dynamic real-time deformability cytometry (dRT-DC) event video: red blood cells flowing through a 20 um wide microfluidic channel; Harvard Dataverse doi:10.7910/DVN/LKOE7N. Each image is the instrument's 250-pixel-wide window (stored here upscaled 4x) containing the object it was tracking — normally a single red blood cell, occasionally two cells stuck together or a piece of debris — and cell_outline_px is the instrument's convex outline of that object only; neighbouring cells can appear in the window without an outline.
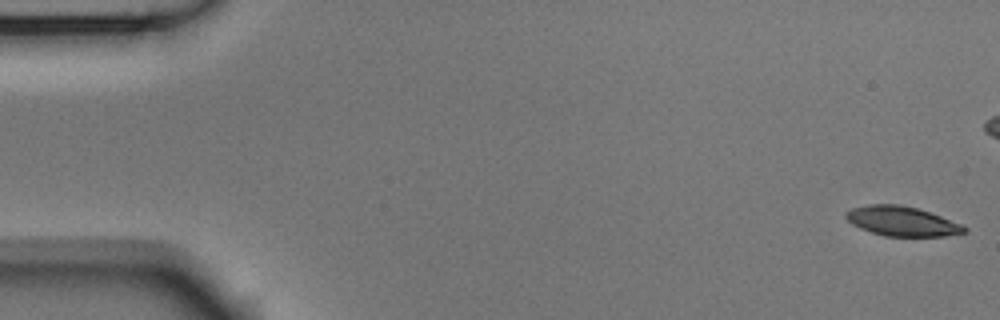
{"species": "Egyptian fruit bat (a non-hibernating species)", "species_latin": "Rousettus aegyptiacus", "temperature_condition": "room temperature", "stored_images_in_passage": 55, "camera_frame_rate_fps": 3000, "um_per_image_px": 0.085, "animal": {"sex": "male"}, "frame": {"image": 1, "passage_image": 1, "time_ms": 0.0, "image_size_px": [1000, 320], "cell_outline_px": [[968, 232], [944, 236], [884, 236], [860, 228], [852, 224], [844, 216], [844, 212], [852, 208], [868, 204], [896, 204], [916, 208], [940, 216], [960, 224], [968, 228]], "centroid_in_image_um": [76.63, 18.8], "position_along_channel_um": 8.4, "area_um2": 20.29}}
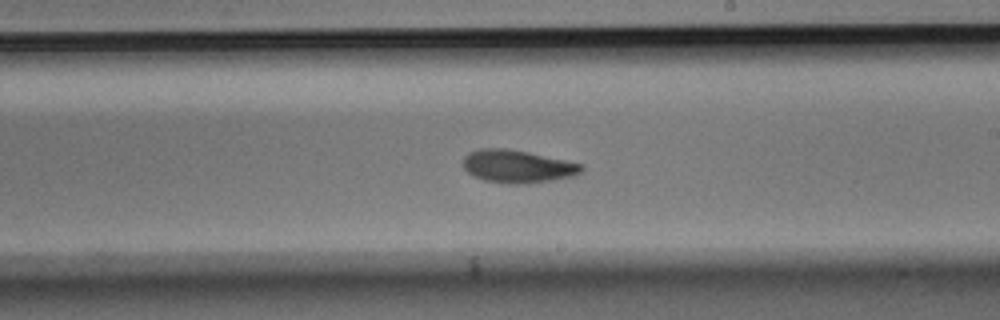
{"frame": {"image": 2, "passage_image": 31, "time_ms": 10.0, "image_size_px": [1000, 320], "cell_outline_px": [[584, 168], [580, 172], [572, 176], [556, 180], [528, 184], [508, 184], [484, 180], [472, 176], [464, 168], [464, 156], [468, 152], [480, 148], [508, 148], [528, 152], [584, 164]], "centroid_in_image_um": [43.99, 14.15], "position_along_channel_um": 245.0, "area_um2": 22.89}}
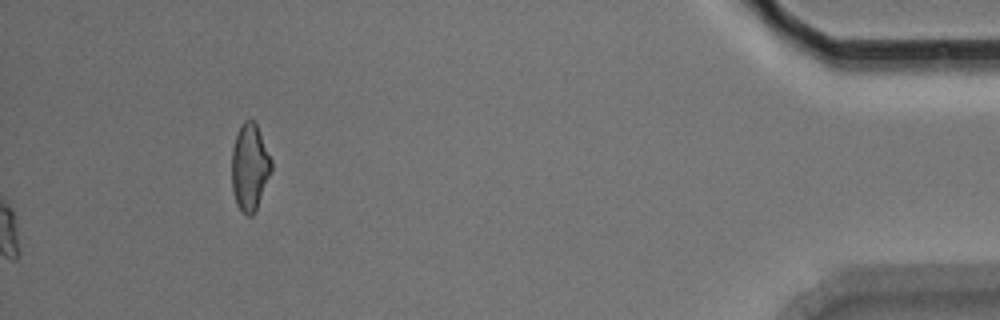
{"frame": {"image": 3, "passage_image": 55, "time_ms": 18.0, "image_size_px": [1000, 320], "cell_outline_px": [[272, 168], [256, 208], [252, 216], [248, 216], [236, 204], [232, 188], [232, 148], [240, 124], [244, 120], [252, 120], [256, 124], [272, 160]], "centroid_in_image_um": [21.21, 14.18], "position_along_channel_um": 414.0, "area_um2": 19.71}, "authors_computed_cell_mechanics": {"area_um2": 21.675, "velocity_mm_per_s": 3.7284, "shape_relaxation_time_tau1_ms": 3.6227, "shape_relaxation_time_tau2_ms": 4.2317, "deformation_change_tau1": 0.1334, "deformation_change_tau2": 0.0951}}